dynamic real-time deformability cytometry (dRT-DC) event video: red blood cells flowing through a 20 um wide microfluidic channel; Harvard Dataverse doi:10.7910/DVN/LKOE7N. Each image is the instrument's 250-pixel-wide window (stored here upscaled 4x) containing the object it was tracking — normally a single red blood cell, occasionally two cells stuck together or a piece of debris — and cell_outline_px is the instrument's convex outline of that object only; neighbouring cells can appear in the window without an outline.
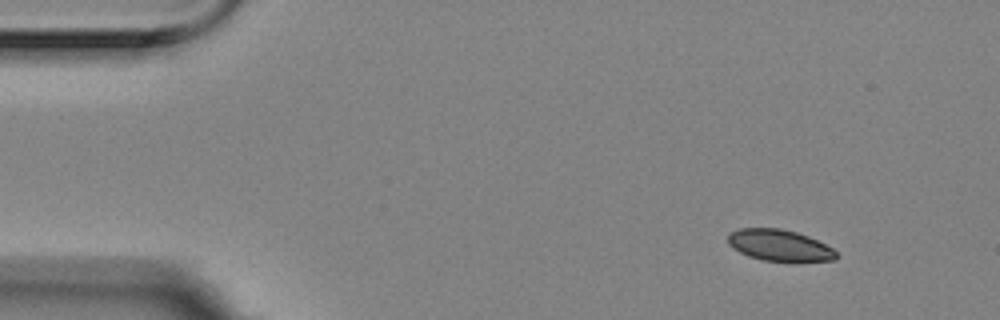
{"species": "Egyptian fruit bat (a non-hibernating species)", "species_latin": "Rousettus aegyptiacus", "temperature_condition": "room temperature", "stored_images_in_passage": 5, "camera_frame_rate_fps": 3000, "um_per_image_px": 0.085, "animal": {"sex": "female"}, "frame": {"image": 1, "passage_image": 1, "time_ms": 0.0, "image_size_px": [1000, 320], "cell_outline_px": [[836, 260], [764, 260], [748, 256], [732, 248], [728, 244], [728, 232], [740, 228], [780, 228], [796, 232], [808, 236], [832, 248], [836, 252]], "centroid_in_image_um": [66.18, 20.82], "position_along_channel_um": 18.8, "area_um2": 19.42}}
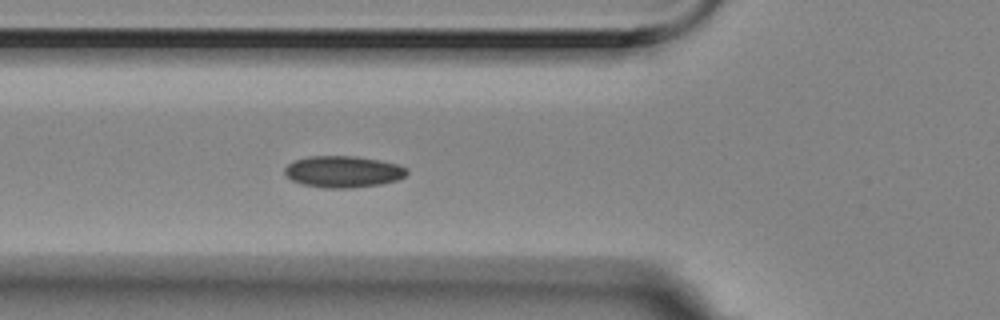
{"frame": {"image": 2, "passage_image": 5, "time_ms": 1.333, "image_size_px": [1000, 320], "cell_outline_px": [[408, 172], [404, 176], [396, 180], [380, 184], [352, 188], [324, 188], [300, 184], [292, 180], [284, 172], [284, 168], [288, 164], [296, 160], [308, 156], [356, 156], [380, 160], [400, 164], [408, 168]], "centroid_in_image_um": [29.18, 14.59], "position_along_channel_um": 96.6, "area_um2": 22.6}}